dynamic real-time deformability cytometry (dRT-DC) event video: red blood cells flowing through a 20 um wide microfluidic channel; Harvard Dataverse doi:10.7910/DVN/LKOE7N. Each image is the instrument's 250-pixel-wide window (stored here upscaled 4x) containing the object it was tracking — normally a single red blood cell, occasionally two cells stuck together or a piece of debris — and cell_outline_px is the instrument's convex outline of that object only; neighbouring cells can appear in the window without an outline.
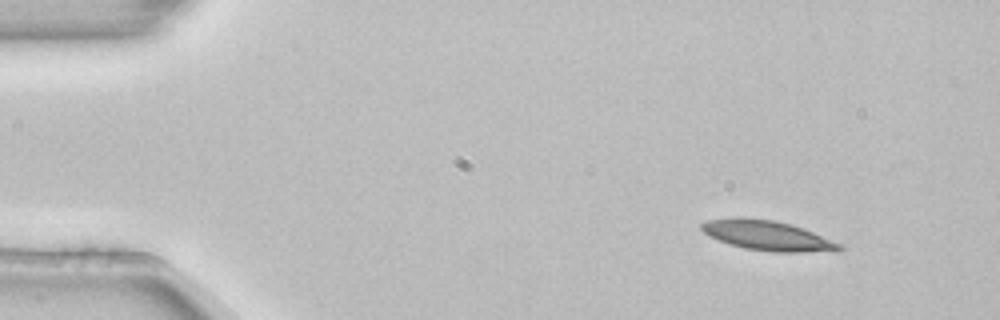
{"species": "common noctule bat (a hibernating species)", "species_latin": "Nyctalus noctula", "temperature_condition": "room temperature", "stored_images_in_passage": 5, "segment_of_instrument_passage": [1, 2], "camera_frame_rate_fps": 3000, "um_per_image_px": 0.085, "animal": {"sex": "female", "body_mass_g": 22.7, "forearm_length_mm": 54.2}, "frame": {"image": 1, "passage_image": 1, "time_ms": 0.0, "image_size_px": [1000, 320], "cell_outline_px": [[844, 248], [840, 252], [776, 252], [744, 248], [708, 236], [700, 228], [700, 224], [708, 220], [732, 216], [744, 216], [772, 220], [792, 224], [804, 228], [840, 244]], "centroid_in_image_um": [65.25, 20.01], "position_along_channel_um": 19.8, "area_um2": 24.28}}